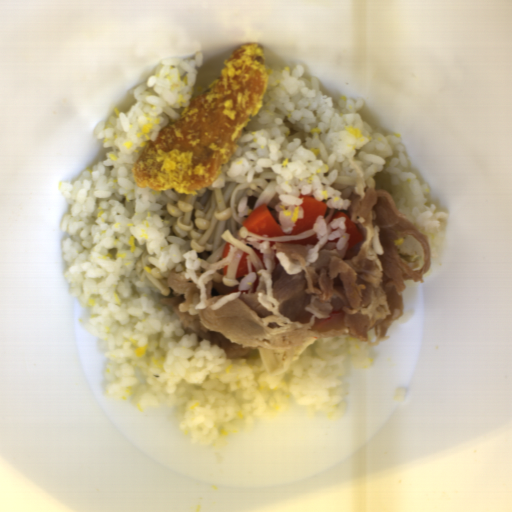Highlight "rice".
<instances>
[{
  "label": "rice",
  "mask_w": 512,
  "mask_h": 512,
  "mask_svg": "<svg viewBox=\"0 0 512 512\" xmlns=\"http://www.w3.org/2000/svg\"><path fill=\"white\" fill-rule=\"evenodd\" d=\"M170 57L139 83L128 109H115L98 123L95 138L104 160L77 179L62 182L68 205L60 229L63 273L70 296L88 309L85 329L100 339L108 358L105 393L132 401L138 412L177 409L178 428L191 443L227 448L231 437L253 423L276 421L293 405L304 416L341 420L348 392L342 377L369 368L377 332L367 341L350 334L322 337L282 372L256 359L232 358L217 344L187 330L163 291L141 279L137 262L146 252L159 271L182 264L197 270L190 241L173 236L161 209L178 201L175 189L138 187L135 165L148 140L163 129L165 109H186L202 66Z\"/></svg>",
  "instance_id": "obj_1"
},
{
  "label": "rice",
  "mask_w": 512,
  "mask_h": 512,
  "mask_svg": "<svg viewBox=\"0 0 512 512\" xmlns=\"http://www.w3.org/2000/svg\"><path fill=\"white\" fill-rule=\"evenodd\" d=\"M257 275L256 272H251L250 274L243 277V279L238 284V288L240 291H248L251 289Z\"/></svg>",
  "instance_id": "obj_4"
},
{
  "label": "rice",
  "mask_w": 512,
  "mask_h": 512,
  "mask_svg": "<svg viewBox=\"0 0 512 512\" xmlns=\"http://www.w3.org/2000/svg\"><path fill=\"white\" fill-rule=\"evenodd\" d=\"M265 69L262 108L211 185L252 181L271 168L277 180L276 214L286 234L304 218L300 194L312 195L330 210H348L352 201L331 185L340 175L359 177L351 158L365 187L386 189L399 213L426 235L432 257L441 256L449 214L428 201L429 186L410 170L402 137L366 123L360 114L365 100L324 94L319 81L307 80L305 66Z\"/></svg>",
  "instance_id": "obj_2"
},
{
  "label": "rice",
  "mask_w": 512,
  "mask_h": 512,
  "mask_svg": "<svg viewBox=\"0 0 512 512\" xmlns=\"http://www.w3.org/2000/svg\"><path fill=\"white\" fill-rule=\"evenodd\" d=\"M313 232H315V236L320 240L321 238H327L328 241H332L338 238L336 247L339 251L346 246L350 237L349 234L346 233L345 217L334 219L330 223H327L324 216L320 215L313 225Z\"/></svg>",
  "instance_id": "obj_3"
}]
</instances>
